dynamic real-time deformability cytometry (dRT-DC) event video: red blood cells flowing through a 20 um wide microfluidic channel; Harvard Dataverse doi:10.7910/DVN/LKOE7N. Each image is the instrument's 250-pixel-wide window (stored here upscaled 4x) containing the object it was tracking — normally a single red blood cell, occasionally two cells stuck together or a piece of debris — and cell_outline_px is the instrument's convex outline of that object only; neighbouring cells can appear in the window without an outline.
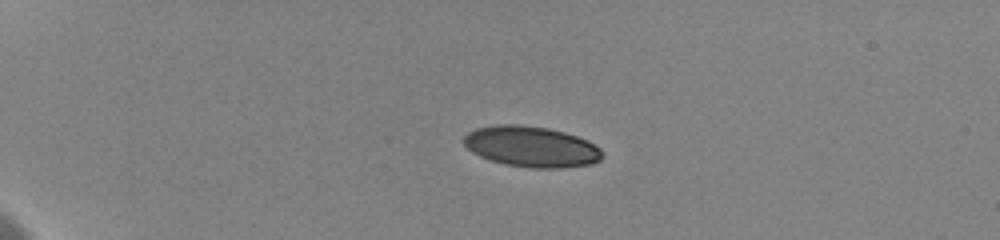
{"species": "human", "species_latin": "Homo sapiens", "temperature_condition": "cold", "stored_images_in_passage": 7, "camera_frame_rate_fps": 3000, "um_per_image_px": 0.085, "donor": {"sex": "female"}, "frame": {"image": 1, "passage_image": 4, "time_ms": 3.333, "image_size_px": [1000, 240], "cell_outline_px": [[604, 156], [600, 160], [592, 164], [560, 168], [532, 168], [504, 164], [488, 160], [472, 152], [464, 144], [464, 136], [468, 132], [476, 128], [496, 124], [520, 124], [548, 128], [564, 132], [588, 140], [600, 148], [604, 152]], "centroid_in_image_um": [45.18, 12.46], "position_along_channel_um": 39.8, "area_um2": 33.18}}